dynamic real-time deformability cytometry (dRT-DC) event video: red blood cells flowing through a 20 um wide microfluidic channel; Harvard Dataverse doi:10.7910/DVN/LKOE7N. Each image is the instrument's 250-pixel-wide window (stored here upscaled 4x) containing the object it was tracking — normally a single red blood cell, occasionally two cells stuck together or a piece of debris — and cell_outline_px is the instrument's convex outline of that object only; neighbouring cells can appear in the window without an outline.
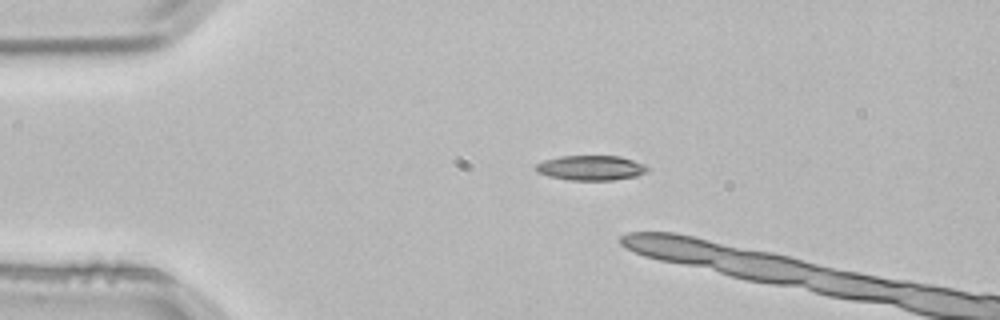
{"species": "common noctule bat (a hibernating species)", "species_latin": "Nyctalus noctula", "temperature_condition": "room temperature", "stored_images_in_passage": 4, "camera_frame_rate_fps": 3000, "um_per_image_px": 0.085, "animal": {"sex": "male", "body_mass_g": 21.5, "forearm_length_mm": 52.0}, "frame": {"image": 1, "passage_image": 2, "time_ms": 0.333, "image_size_px": [1000, 320], "cell_outline_px": [[648, 172], [636, 176], [612, 180], [568, 180], [548, 176], [536, 172], [532, 168], [536, 164], [544, 160], [560, 156], [620, 156], [644, 164], [648, 168]], "centroid_in_image_um": [50.18, 14.27], "position_along_channel_um": 34.8, "area_um2": 16.3}}